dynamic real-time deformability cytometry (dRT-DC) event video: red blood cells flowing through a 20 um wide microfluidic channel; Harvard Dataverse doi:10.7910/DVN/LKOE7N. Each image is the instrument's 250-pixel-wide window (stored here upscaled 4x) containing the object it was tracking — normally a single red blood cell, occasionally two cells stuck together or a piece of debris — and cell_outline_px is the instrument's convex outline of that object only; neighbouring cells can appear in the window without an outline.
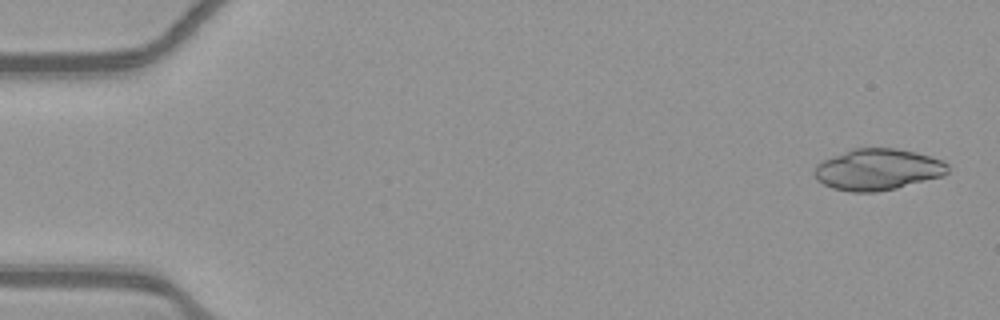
{"species": "common noctule bat (a hibernating species)", "species_latin": "Nyctalus noctula", "temperature_condition": "warm", "stored_images_in_passage": 52, "segment_of_instrument_passage": [1, 2], "camera_frame_rate_fps": 3000, "um_per_image_px": 0.085, "animal": {"sex": "female", "body_mass_g": 21.9}, "frame": {"image": 1, "passage_image": 2, "time_ms": 0.333, "image_size_px": [1000, 320], "cell_outline_px": [[948, 172], [944, 176], [896, 188], [876, 192], [852, 192], [832, 188], [816, 180], [816, 164], [832, 156], [852, 148], [896, 148], [916, 152], [940, 160], [948, 164]], "centroid_in_image_um": [74.61, 14.41], "position_along_channel_um": 10.4, "area_um2": 32.02}}